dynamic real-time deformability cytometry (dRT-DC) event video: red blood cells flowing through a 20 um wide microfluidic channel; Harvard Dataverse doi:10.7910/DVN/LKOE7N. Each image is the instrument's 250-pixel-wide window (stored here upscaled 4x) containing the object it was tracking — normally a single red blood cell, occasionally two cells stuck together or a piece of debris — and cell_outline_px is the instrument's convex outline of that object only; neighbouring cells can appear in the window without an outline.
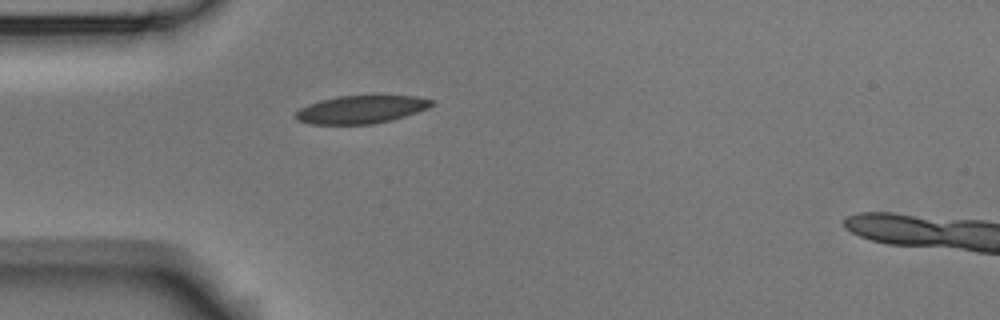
{"species": "Egyptian fruit bat (a non-hibernating species)", "species_latin": "Rousettus aegyptiacus", "temperature_condition": "room temperature", "stored_images_in_passage": 1, "camera_frame_rate_fps": 3000, "um_per_image_px": 0.085, "animal": {"sex": "male"}, "frame": {"image": 1, "passage_image": 1, "time_ms": 0.0, "image_size_px": [1000, 320], "cell_outline_px": [[436, 104], [428, 108], [404, 116], [372, 124], [312, 124], [296, 120], [296, 112], [300, 108], [308, 104], [320, 100], [336, 96], [380, 92], [416, 96], [436, 100]], "centroid_in_image_um": [30.78, 9.23], "position_along_channel_um": 54.2, "area_um2": 23.18}}